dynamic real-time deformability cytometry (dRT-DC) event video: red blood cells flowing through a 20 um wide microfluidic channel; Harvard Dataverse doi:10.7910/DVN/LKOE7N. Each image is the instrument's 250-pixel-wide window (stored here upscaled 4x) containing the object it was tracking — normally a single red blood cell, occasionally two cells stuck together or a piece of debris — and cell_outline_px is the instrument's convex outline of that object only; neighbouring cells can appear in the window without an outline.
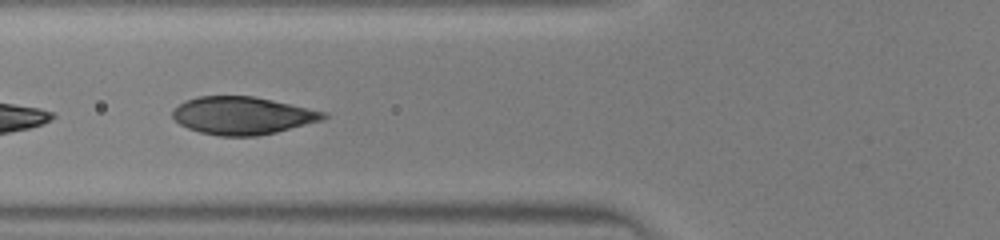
{"species": "human", "species_latin": "Homo sapiens", "temperature_condition": "warm", "stored_images_in_passage": 32, "camera_frame_rate_fps": 3000, "um_per_image_px": 0.085, "donor": {"sex": "male"}, "frame": {"image": 1, "passage_image": 5, "time_ms": 1.333, "image_size_px": [1000, 240], "cell_outline_px": [[328, 116], [324, 120], [276, 132], [256, 136], [220, 136], [200, 132], [188, 128], [180, 124], [172, 116], [172, 112], [184, 100], [196, 96], [252, 96], [272, 100], [328, 112]], "centroid_in_image_um": [20.63, 9.82], "position_along_channel_um": 105.2, "area_um2": 33.12}}
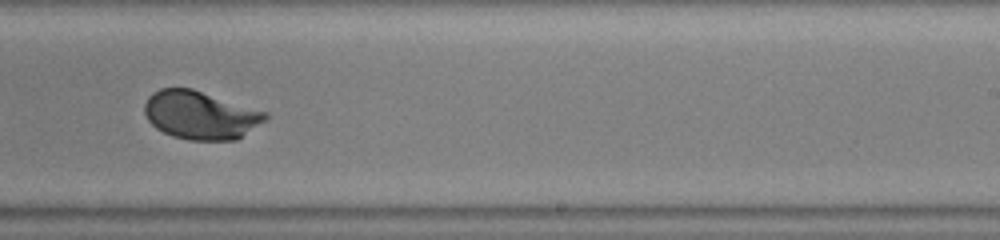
{"frame": {"image": 2, "passage_image": 16, "time_ms": 5.0, "image_size_px": [1000, 240], "cell_outline_px": [[268, 120], [236, 140], [188, 140], [172, 136], [156, 128], [148, 120], [144, 112], [144, 104], [148, 96], [152, 92], [160, 88], [192, 88], [268, 112]], "centroid_in_image_um": [17.05, 9.78], "position_along_channel_um": 271.9, "area_um2": 34.28}}
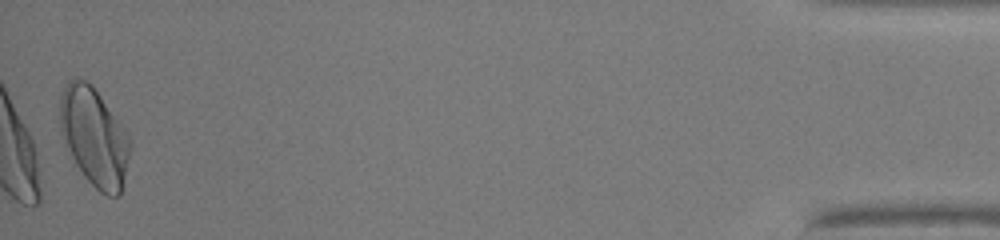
{"frame": {"image": 3, "passage_image": 32, "time_ms": 10.333, "image_size_px": [1000, 240], "cell_outline_px": [[132, 148], [120, 196], [108, 196], [100, 192], [84, 176], [68, 156], [60, 132], [60, 96], [68, 80], [76, 76], [92, 84], [124, 128], [132, 144]], "centroid_in_image_um": [7.99, 11.64], "position_along_channel_um": 427.2, "area_um2": 40.69}}